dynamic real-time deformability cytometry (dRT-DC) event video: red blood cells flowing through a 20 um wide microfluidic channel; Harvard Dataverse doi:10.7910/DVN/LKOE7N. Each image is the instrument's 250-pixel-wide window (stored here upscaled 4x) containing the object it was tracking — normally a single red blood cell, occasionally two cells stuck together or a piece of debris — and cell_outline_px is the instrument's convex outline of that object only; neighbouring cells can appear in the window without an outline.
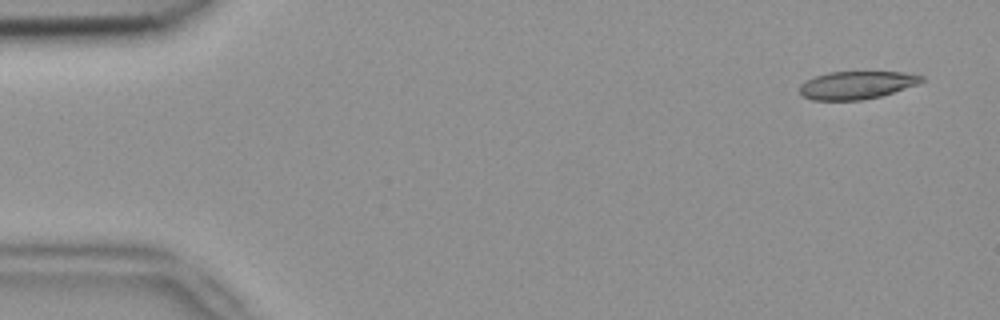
{"species": "common noctule bat (a hibernating species)", "species_latin": "Nyctalus noctula", "temperature_condition": "room temperature", "stored_images_in_passage": 4, "camera_frame_rate_fps": 3000, "um_per_image_px": 0.085, "animal": {"sex": "female", "body_mass_g": 18.4}, "frame": {"image": 1, "passage_image": 1, "time_ms": 0.0, "image_size_px": [1000, 320], "cell_outline_px": [[924, 80], [916, 84], [880, 96], [860, 100], [812, 100], [804, 96], [800, 92], [800, 84], [816, 76], [828, 72], [904, 72], [924, 76]], "centroid_in_image_um": [72.8, 7.23], "position_along_channel_um": 12.2, "area_um2": 19.48}}
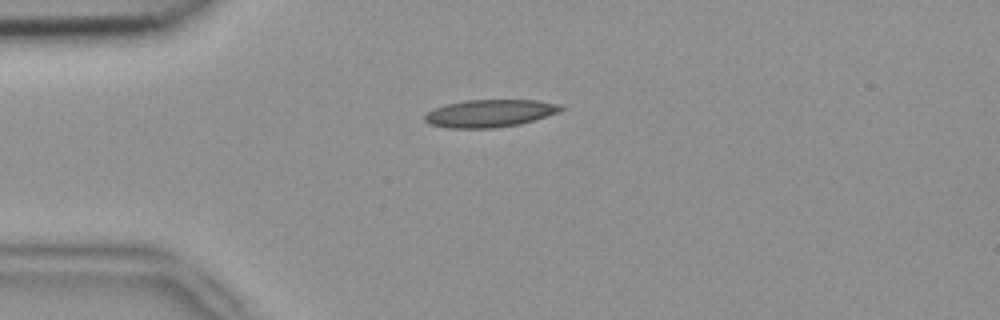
{"frame": {"image": 2, "passage_image": 4, "time_ms": 1.0, "image_size_px": [1000, 320], "cell_outline_px": [[568, 108], [560, 112], [520, 124], [492, 128], [448, 128], [428, 124], [424, 120], [424, 116], [428, 112], [436, 108], [448, 104], [464, 100], [536, 100], [564, 104]], "centroid_in_image_um": [41.71, 9.63], "position_along_channel_um": 43.3, "area_um2": 22.02}}